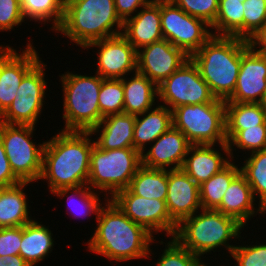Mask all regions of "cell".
Segmentation results:
<instances>
[{"instance_id":"484cf974","label":"cell","mask_w":266,"mask_h":266,"mask_svg":"<svg viewBox=\"0 0 266 266\" xmlns=\"http://www.w3.org/2000/svg\"><path fill=\"white\" fill-rule=\"evenodd\" d=\"M130 76L121 79L124 87V113L137 116L158 104V86L139 72Z\"/></svg>"},{"instance_id":"60d3db41","label":"cell","mask_w":266,"mask_h":266,"mask_svg":"<svg viewBox=\"0 0 266 266\" xmlns=\"http://www.w3.org/2000/svg\"><path fill=\"white\" fill-rule=\"evenodd\" d=\"M187 14L212 26L219 10V0H172Z\"/></svg>"},{"instance_id":"5bb4252c","label":"cell","mask_w":266,"mask_h":266,"mask_svg":"<svg viewBox=\"0 0 266 266\" xmlns=\"http://www.w3.org/2000/svg\"><path fill=\"white\" fill-rule=\"evenodd\" d=\"M95 48L94 73L103 79H122L137 72V50L122 34L92 42L84 50Z\"/></svg>"},{"instance_id":"6da1fadb","label":"cell","mask_w":266,"mask_h":266,"mask_svg":"<svg viewBox=\"0 0 266 266\" xmlns=\"http://www.w3.org/2000/svg\"><path fill=\"white\" fill-rule=\"evenodd\" d=\"M95 225V232L90 235L87 243L83 242L93 254L108 258L116 264L154 258L155 252L150 246L158 238L134 223L111 199L100 208Z\"/></svg>"},{"instance_id":"ab89813d","label":"cell","mask_w":266,"mask_h":266,"mask_svg":"<svg viewBox=\"0 0 266 266\" xmlns=\"http://www.w3.org/2000/svg\"><path fill=\"white\" fill-rule=\"evenodd\" d=\"M265 241V242H264ZM261 244L260 242L252 241V245H246V242H242V245H238L232 250L231 255L227 254V257L234 261L229 262L228 265L233 266H266V240ZM255 242V244H253ZM245 243V245L243 244Z\"/></svg>"},{"instance_id":"e575fe53","label":"cell","mask_w":266,"mask_h":266,"mask_svg":"<svg viewBox=\"0 0 266 266\" xmlns=\"http://www.w3.org/2000/svg\"><path fill=\"white\" fill-rule=\"evenodd\" d=\"M226 138L232 160L236 158L234 154L242 151L244 157V154L266 149V121L262 125L243 130H226ZM236 151L238 152L234 153Z\"/></svg>"},{"instance_id":"277c9868","label":"cell","mask_w":266,"mask_h":266,"mask_svg":"<svg viewBox=\"0 0 266 266\" xmlns=\"http://www.w3.org/2000/svg\"><path fill=\"white\" fill-rule=\"evenodd\" d=\"M114 0H65L64 19L56 31L69 44L81 49L89 44L122 33Z\"/></svg>"},{"instance_id":"2e32d148","label":"cell","mask_w":266,"mask_h":266,"mask_svg":"<svg viewBox=\"0 0 266 266\" xmlns=\"http://www.w3.org/2000/svg\"><path fill=\"white\" fill-rule=\"evenodd\" d=\"M266 93V56L250 44L241 52V66L236 88L224 102L261 103Z\"/></svg>"},{"instance_id":"8fae6325","label":"cell","mask_w":266,"mask_h":266,"mask_svg":"<svg viewBox=\"0 0 266 266\" xmlns=\"http://www.w3.org/2000/svg\"><path fill=\"white\" fill-rule=\"evenodd\" d=\"M160 17L163 38L189 57L213 36L210 25L187 14L172 0H160Z\"/></svg>"},{"instance_id":"4316f807","label":"cell","mask_w":266,"mask_h":266,"mask_svg":"<svg viewBox=\"0 0 266 266\" xmlns=\"http://www.w3.org/2000/svg\"><path fill=\"white\" fill-rule=\"evenodd\" d=\"M102 194L103 193L100 194L98 191L93 190L88 185L64 187L52 193V195L57 197V199L63 200L65 197H67L66 204L69 206L67 210L69 211L71 209L69 213L75 219L76 217L77 219L81 217L89 219L91 215H94L95 220L98 216L100 208L108 200L107 197L101 199L100 195Z\"/></svg>"},{"instance_id":"f1b7e54d","label":"cell","mask_w":266,"mask_h":266,"mask_svg":"<svg viewBox=\"0 0 266 266\" xmlns=\"http://www.w3.org/2000/svg\"><path fill=\"white\" fill-rule=\"evenodd\" d=\"M237 159L238 158L232 160L220 172L216 173L207 181L199 185L202 208L217 209L220 206L224 193L230 183L241 172L240 165L242 162H238ZM236 162L238 164H236Z\"/></svg>"},{"instance_id":"7c38bea8","label":"cell","mask_w":266,"mask_h":266,"mask_svg":"<svg viewBox=\"0 0 266 266\" xmlns=\"http://www.w3.org/2000/svg\"><path fill=\"white\" fill-rule=\"evenodd\" d=\"M111 200L128 218L153 236L165 233L162 236L174 237L178 224L170 217L165 200L141 197L129 188L117 192Z\"/></svg>"},{"instance_id":"7dc6e473","label":"cell","mask_w":266,"mask_h":266,"mask_svg":"<svg viewBox=\"0 0 266 266\" xmlns=\"http://www.w3.org/2000/svg\"><path fill=\"white\" fill-rule=\"evenodd\" d=\"M0 266H30L20 255L0 256Z\"/></svg>"},{"instance_id":"ba28073f","label":"cell","mask_w":266,"mask_h":266,"mask_svg":"<svg viewBox=\"0 0 266 266\" xmlns=\"http://www.w3.org/2000/svg\"><path fill=\"white\" fill-rule=\"evenodd\" d=\"M172 121L192 145L227 143L225 103L178 106L172 110Z\"/></svg>"},{"instance_id":"c3c4849f","label":"cell","mask_w":266,"mask_h":266,"mask_svg":"<svg viewBox=\"0 0 266 266\" xmlns=\"http://www.w3.org/2000/svg\"><path fill=\"white\" fill-rule=\"evenodd\" d=\"M261 106H262V108H263V110H264V112L266 114V93L264 94V97H263V99L261 101Z\"/></svg>"},{"instance_id":"9a60e30c","label":"cell","mask_w":266,"mask_h":266,"mask_svg":"<svg viewBox=\"0 0 266 266\" xmlns=\"http://www.w3.org/2000/svg\"><path fill=\"white\" fill-rule=\"evenodd\" d=\"M188 59L190 57L182 49L163 39L137 51V72L158 86Z\"/></svg>"},{"instance_id":"8992f818","label":"cell","mask_w":266,"mask_h":266,"mask_svg":"<svg viewBox=\"0 0 266 266\" xmlns=\"http://www.w3.org/2000/svg\"><path fill=\"white\" fill-rule=\"evenodd\" d=\"M59 74L63 94L62 117L65 124L58 130L91 132L101 121L98 95L104 80L98 74L74 73Z\"/></svg>"},{"instance_id":"3957f363","label":"cell","mask_w":266,"mask_h":266,"mask_svg":"<svg viewBox=\"0 0 266 266\" xmlns=\"http://www.w3.org/2000/svg\"><path fill=\"white\" fill-rule=\"evenodd\" d=\"M244 228L235 218L224 215L217 209L201 208L177 225L174 238L203 260L212 251L214 253L226 249L228 251L225 254L231 255L236 246L233 243H237L236 239L240 241L247 237L241 236Z\"/></svg>"},{"instance_id":"4dcf8cb0","label":"cell","mask_w":266,"mask_h":266,"mask_svg":"<svg viewBox=\"0 0 266 266\" xmlns=\"http://www.w3.org/2000/svg\"><path fill=\"white\" fill-rule=\"evenodd\" d=\"M244 0H219L215 23L211 26L215 36H234L243 39Z\"/></svg>"},{"instance_id":"d4e9b609","label":"cell","mask_w":266,"mask_h":266,"mask_svg":"<svg viewBox=\"0 0 266 266\" xmlns=\"http://www.w3.org/2000/svg\"><path fill=\"white\" fill-rule=\"evenodd\" d=\"M173 126L172 111L157 104L154 108L135 116L133 134L134 149L142 153L161 134Z\"/></svg>"},{"instance_id":"7a4b0ae2","label":"cell","mask_w":266,"mask_h":266,"mask_svg":"<svg viewBox=\"0 0 266 266\" xmlns=\"http://www.w3.org/2000/svg\"><path fill=\"white\" fill-rule=\"evenodd\" d=\"M94 144L91 132L57 130V134L46 140L39 181L47 183L49 193L87 185Z\"/></svg>"},{"instance_id":"d6986e66","label":"cell","mask_w":266,"mask_h":266,"mask_svg":"<svg viewBox=\"0 0 266 266\" xmlns=\"http://www.w3.org/2000/svg\"><path fill=\"white\" fill-rule=\"evenodd\" d=\"M231 161L228 143L191 145L185 156L182 170L198 185H201Z\"/></svg>"},{"instance_id":"d590c367","label":"cell","mask_w":266,"mask_h":266,"mask_svg":"<svg viewBox=\"0 0 266 266\" xmlns=\"http://www.w3.org/2000/svg\"><path fill=\"white\" fill-rule=\"evenodd\" d=\"M168 240H159L155 244H165V248L162 254L158 255L156 262H152L154 266H203L205 260L191 253L185 247H183L174 237L168 238ZM165 241V242H164ZM168 241V242H167Z\"/></svg>"},{"instance_id":"d6a6232c","label":"cell","mask_w":266,"mask_h":266,"mask_svg":"<svg viewBox=\"0 0 266 266\" xmlns=\"http://www.w3.org/2000/svg\"><path fill=\"white\" fill-rule=\"evenodd\" d=\"M244 156L240 166L241 173L251 186L255 200L266 211V149Z\"/></svg>"},{"instance_id":"e0dca14e","label":"cell","mask_w":266,"mask_h":266,"mask_svg":"<svg viewBox=\"0 0 266 266\" xmlns=\"http://www.w3.org/2000/svg\"><path fill=\"white\" fill-rule=\"evenodd\" d=\"M192 144L173 126L141 153V165L155 169H180Z\"/></svg>"},{"instance_id":"74e56055","label":"cell","mask_w":266,"mask_h":266,"mask_svg":"<svg viewBox=\"0 0 266 266\" xmlns=\"http://www.w3.org/2000/svg\"><path fill=\"white\" fill-rule=\"evenodd\" d=\"M45 64L41 59L22 79L20 86L17 89L16 95L27 98H46L48 93V80L46 78Z\"/></svg>"},{"instance_id":"5b68a950","label":"cell","mask_w":266,"mask_h":266,"mask_svg":"<svg viewBox=\"0 0 266 266\" xmlns=\"http://www.w3.org/2000/svg\"><path fill=\"white\" fill-rule=\"evenodd\" d=\"M249 41L234 36L213 35L190 59L212 94L226 101L234 92L241 66V52Z\"/></svg>"},{"instance_id":"ffe728a7","label":"cell","mask_w":266,"mask_h":266,"mask_svg":"<svg viewBox=\"0 0 266 266\" xmlns=\"http://www.w3.org/2000/svg\"><path fill=\"white\" fill-rule=\"evenodd\" d=\"M217 210L235 218L244 227L247 226L246 229L249 228L248 225L253 217L257 214L259 216L266 214V211L255 200L251 186L241 172L230 183Z\"/></svg>"},{"instance_id":"30bf717a","label":"cell","mask_w":266,"mask_h":266,"mask_svg":"<svg viewBox=\"0 0 266 266\" xmlns=\"http://www.w3.org/2000/svg\"><path fill=\"white\" fill-rule=\"evenodd\" d=\"M158 101L171 111L181 105L225 103L212 94L191 59L158 85Z\"/></svg>"},{"instance_id":"9c48e42d","label":"cell","mask_w":266,"mask_h":266,"mask_svg":"<svg viewBox=\"0 0 266 266\" xmlns=\"http://www.w3.org/2000/svg\"><path fill=\"white\" fill-rule=\"evenodd\" d=\"M37 127L10 125L0 122V139L4 146L13 173L22 182H36L42 172L45 141L37 142L33 135ZM35 141V142H34Z\"/></svg>"},{"instance_id":"1f68e13d","label":"cell","mask_w":266,"mask_h":266,"mask_svg":"<svg viewBox=\"0 0 266 266\" xmlns=\"http://www.w3.org/2000/svg\"><path fill=\"white\" fill-rule=\"evenodd\" d=\"M45 100V98H27L16 95L11 105L0 116V122L38 127L37 123L41 119Z\"/></svg>"},{"instance_id":"836d02e7","label":"cell","mask_w":266,"mask_h":266,"mask_svg":"<svg viewBox=\"0 0 266 266\" xmlns=\"http://www.w3.org/2000/svg\"><path fill=\"white\" fill-rule=\"evenodd\" d=\"M266 121L261 103L225 102L226 130H243Z\"/></svg>"},{"instance_id":"cb8c5ba5","label":"cell","mask_w":266,"mask_h":266,"mask_svg":"<svg viewBox=\"0 0 266 266\" xmlns=\"http://www.w3.org/2000/svg\"><path fill=\"white\" fill-rule=\"evenodd\" d=\"M53 236L49 225L42 224L34 216L32 221L22 226V240L19 255L30 266L41 264L42 261H45L49 257V254L54 249L56 242Z\"/></svg>"},{"instance_id":"7402d4cb","label":"cell","mask_w":266,"mask_h":266,"mask_svg":"<svg viewBox=\"0 0 266 266\" xmlns=\"http://www.w3.org/2000/svg\"><path fill=\"white\" fill-rule=\"evenodd\" d=\"M134 126V115L111 114L105 116L91 133L96 135L95 144L102 150L134 148Z\"/></svg>"},{"instance_id":"44dd1931","label":"cell","mask_w":266,"mask_h":266,"mask_svg":"<svg viewBox=\"0 0 266 266\" xmlns=\"http://www.w3.org/2000/svg\"><path fill=\"white\" fill-rule=\"evenodd\" d=\"M121 34L137 51L144 46L163 40L160 0H153L134 16L125 20Z\"/></svg>"},{"instance_id":"4fadbf2b","label":"cell","mask_w":266,"mask_h":266,"mask_svg":"<svg viewBox=\"0 0 266 266\" xmlns=\"http://www.w3.org/2000/svg\"><path fill=\"white\" fill-rule=\"evenodd\" d=\"M33 44L27 39L22 51L0 45V116L14 100L23 77L42 59Z\"/></svg>"},{"instance_id":"f35d334b","label":"cell","mask_w":266,"mask_h":266,"mask_svg":"<svg viewBox=\"0 0 266 266\" xmlns=\"http://www.w3.org/2000/svg\"><path fill=\"white\" fill-rule=\"evenodd\" d=\"M243 39L250 40L266 25V0H244Z\"/></svg>"},{"instance_id":"ee69618b","label":"cell","mask_w":266,"mask_h":266,"mask_svg":"<svg viewBox=\"0 0 266 266\" xmlns=\"http://www.w3.org/2000/svg\"><path fill=\"white\" fill-rule=\"evenodd\" d=\"M22 182L12 171L2 140L0 139V188L10 187Z\"/></svg>"},{"instance_id":"f546056e","label":"cell","mask_w":266,"mask_h":266,"mask_svg":"<svg viewBox=\"0 0 266 266\" xmlns=\"http://www.w3.org/2000/svg\"><path fill=\"white\" fill-rule=\"evenodd\" d=\"M25 21L38 24L51 23V29L56 32L64 19L65 0H20ZM34 20V21H33Z\"/></svg>"},{"instance_id":"52a82bcc","label":"cell","mask_w":266,"mask_h":266,"mask_svg":"<svg viewBox=\"0 0 266 266\" xmlns=\"http://www.w3.org/2000/svg\"><path fill=\"white\" fill-rule=\"evenodd\" d=\"M141 166V153L134 148L102 150L94 144L90 153L87 185L111 199L127 189Z\"/></svg>"},{"instance_id":"603a6c76","label":"cell","mask_w":266,"mask_h":266,"mask_svg":"<svg viewBox=\"0 0 266 266\" xmlns=\"http://www.w3.org/2000/svg\"><path fill=\"white\" fill-rule=\"evenodd\" d=\"M30 184L33 186L32 182H20L0 188V228L24 226L34 219L25 191Z\"/></svg>"},{"instance_id":"7bdbcfd3","label":"cell","mask_w":266,"mask_h":266,"mask_svg":"<svg viewBox=\"0 0 266 266\" xmlns=\"http://www.w3.org/2000/svg\"><path fill=\"white\" fill-rule=\"evenodd\" d=\"M22 226L0 228V256L19 255Z\"/></svg>"},{"instance_id":"83f0119b","label":"cell","mask_w":266,"mask_h":266,"mask_svg":"<svg viewBox=\"0 0 266 266\" xmlns=\"http://www.w3.org/2000/svg\"><path fill=\"white\" fill-rule=\"evenodd\" d=\"M135 195L145 198L166 200L168 170L148 168L141 165L128 187Z\"/></svg>"},{"instance_id":"ac0fdd59","label":"cell","mask_w":266,"mask_h":266,"mask_svg":"<svg viewBox=\"0 0 266 266\" xmlns=\"http://www.w3.org/2000/svg\"><path fill=\"white\" fill-rule=\"evenodd\" d=\"M166 205L170 217L179 224L201 210L199 185L183 170H168Z\"/></svg>"},{"instance_id":"bcb514c9","label":"cell","mask_w":266,"mask_h":266,"mask_svg":"<svg viewBox=\"0 0 266 266\" xmlns=\"http://www.w3.org/2000/svg\"><path fill=\"white\" fill-rule=\"evenodd\" d=\"M249 43L257 53L266 56V25L249 40Z\"/></svg>"},{"instance_id":"681fc988","label":"cell","mask_w":266,"mask_h":266,"mask_svg":"<svg viewBox=\"0 0 266 266\" xmlns=\"http://www.w3.org/2000/svg\"><path fill=\"white\" fill-rule=\"evenodd\" d=\"M208 264H211V263H205L203 266H208ZM210 266V265H209ZM220 266H223V265H220ZM225 266V265H224Z\"/></svg>"},{"instance_id":"b9f144b4","label":"cell","mask_w":266,"mask_h":266,"mask_svg":"<svg viewBox=\"0 0 266 266\" xmlns=\"http://www.w3.org/2000/svg\"><path fill=\"white\" fill-rule=\"evenodd\" d=\"M25 23L20 0H0V31L11 32Z\"/></svg>"},{"instance_id":"f6af8a7d","label":"cell","mask_w":266,"mask_h":266,"mask_svg":"<svg viewBox=\"0 0 266 266\" xmlns=\"http://www.w3.org/2000/svg\"><path fill=\"white\" fill-rule=\"evenodd\" d=\"M153 0H114L116 12L124 22L134 16L141 8L149 5Z\"/></svg>"},{"instance_id":"8d00e7d4","label":"cell","mask_w":266,"mask_h":266,"mask_svg":"<svg viewBox=\"0 0 266 266\" xmlns=\"http://www.w3.org/2000/svg\"><path fill=\"white\" fill-rule=\"evenodd\" d=\"M101 120L111 114L124 113V87L121 79H104L98 95Z\"/></svg>"}]
</instances>
